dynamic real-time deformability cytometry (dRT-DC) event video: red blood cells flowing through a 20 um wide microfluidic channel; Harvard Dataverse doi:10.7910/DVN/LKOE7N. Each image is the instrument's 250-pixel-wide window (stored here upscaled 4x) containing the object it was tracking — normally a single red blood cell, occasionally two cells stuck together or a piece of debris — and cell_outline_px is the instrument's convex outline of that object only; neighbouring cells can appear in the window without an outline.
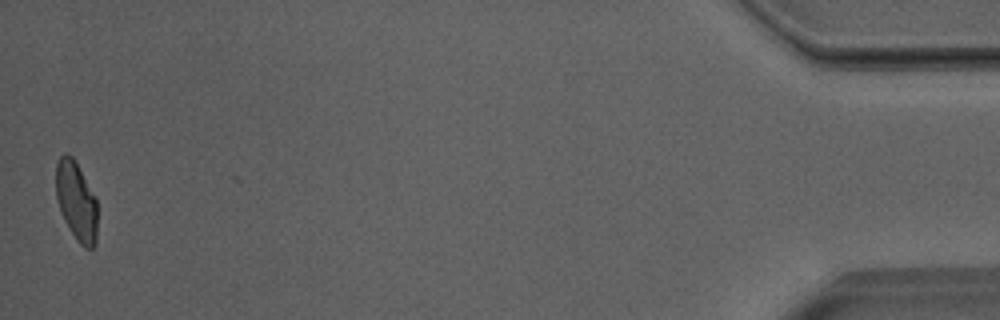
{"species": "Egyptian fruit bat (a non-hibernating species)", "species_latin": "Rousettus aegyptiacus", "temperature_condition": "room temperature", "stored_images_in_passage": 49, "camera_frame_rate_fps": 3000, "um_per_image_px": 0.085, "animal": {"sex": "male"}, "frame": {"image": 1, "passage_image": 49, "time_ms": 16.0, "image_size_px": [1000, 320], "cell_outline_px": [[96, 244], [92, 248], [84, 248], [76, 240], [64, 220], [60, 212], [56, 196], [56, 164], [60, 156], [64, 152], [68, 152], [72, 156], [96, 196]], "centroid_in_image_um": [6.48, 17.08], "position_along_channel_um": 428.7, "area_um2": 19.19}, "authors_computed_cell_mechanics": {"area_um2": 20.4034, "velocity_mm_per_s": 4.0052, "shape_relaxation_time_tau1_ms": 6.9619, "shape_relaxation_time_tau2_ms": 1.4008, "deformation_change_tau1": 0.1849, "deformation_change_tau2": 0.0711}}